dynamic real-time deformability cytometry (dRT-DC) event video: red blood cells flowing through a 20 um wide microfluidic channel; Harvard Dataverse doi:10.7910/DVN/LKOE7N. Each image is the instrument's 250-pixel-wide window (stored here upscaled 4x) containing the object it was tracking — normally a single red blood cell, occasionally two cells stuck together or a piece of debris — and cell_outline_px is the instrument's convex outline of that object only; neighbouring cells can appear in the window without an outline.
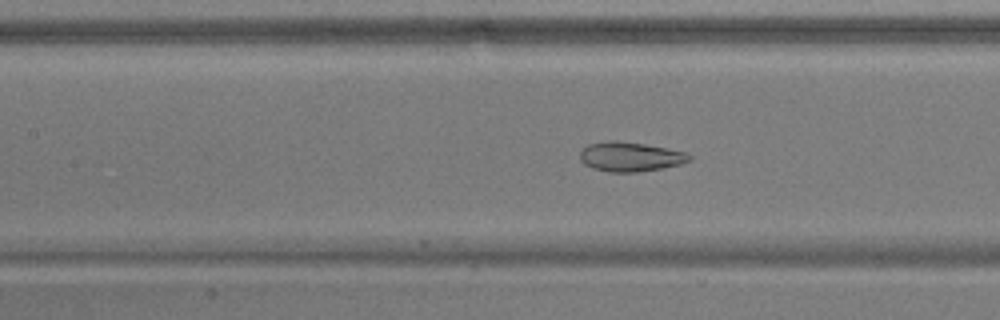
{"species": "common noctule bat (a hibernating species)", "species_latin": "Nyctalus noctula", "temperature_condition": "warm", "stored_images_in_passage": 46, "camera_frame_rate_fps": 3000, "um_per_image_px": 0.085, "animal": {"sex": "male", "body_mass_g": 17.9}, "frame": {"image": 1, "passage_image": 16, "time_ms": 5.0, "image_size_px": [1000, 320], "cell_outline_px": [[692, 160], [680, 164], [660, 168], [636, 172], [608, 172], [592, 168], [584, 164], [580, 160], [580, 152], [588, 144], [612, 140], [616, 140], [644, 144], [684, 152], [692, 156]], "centroid_in_image_um": [53.54, 13.32], "position_along_channel_um": 153.9, "area_um2": 18.61}}
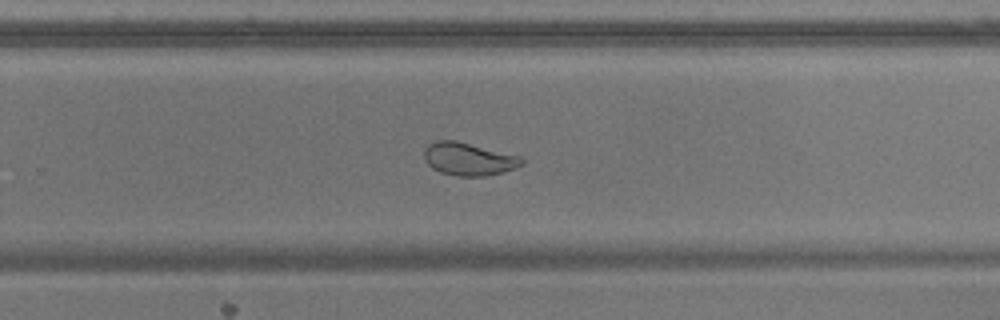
{"frame": {"image": 2, "passage_image": 27, "time_ms": 8.667, "image_size_px": [1000, 320], "cell_outline_px": [[524, 164], [500, 172], [484, 176], [456, 176], [440, 172], [432, 168], [424, 160], [424, 148], [428, 144], [436, 140], [456, 140], [520, 156], [524, 160]], "centroid_in_image_um": [39.78, 13.5], "position_along_channel_um": 290.0, "area_um2": 18.61}}
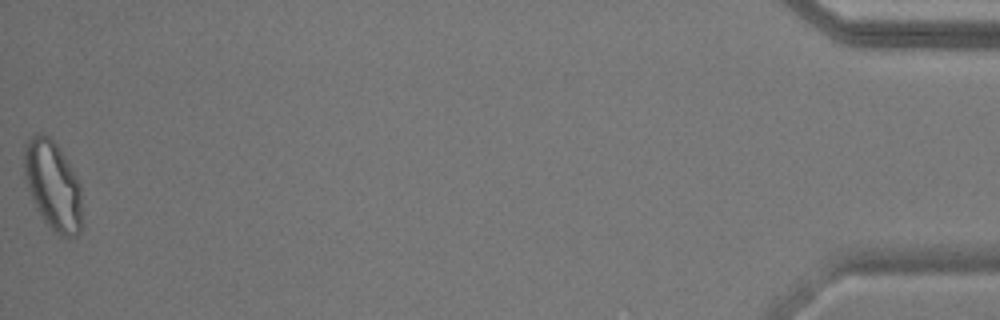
{"frame": {"image": 3, "passage_image": 46, "time_ms": 15.0, "image_size_px": [1000, 320], "cell_outline_px": [[84, 224], [80, 232], [76, 236], [60, 236], [40, 216], [32, 200], [24, 176], [24, 144], [36, 132], [48, 136], [56, 144], [64, 156], [76, 176], [80, 184]], "centroid_in_image_um": [4.52, 15.8], "position_along_channel_um": 430.7, "area_um2": 30.35}, "authors_computed_cell_mechanics": {"area_um2": 22.3686, "velocity_mm_per_s": 3.7239, "shape_relaxation_time_tau1_ms": 10.3837, "shape_relaxation_time_tau2_ms": 1.1421, "deformation_change_tau1": 0.2014, "deformation_change_tau2": 0.0699}}